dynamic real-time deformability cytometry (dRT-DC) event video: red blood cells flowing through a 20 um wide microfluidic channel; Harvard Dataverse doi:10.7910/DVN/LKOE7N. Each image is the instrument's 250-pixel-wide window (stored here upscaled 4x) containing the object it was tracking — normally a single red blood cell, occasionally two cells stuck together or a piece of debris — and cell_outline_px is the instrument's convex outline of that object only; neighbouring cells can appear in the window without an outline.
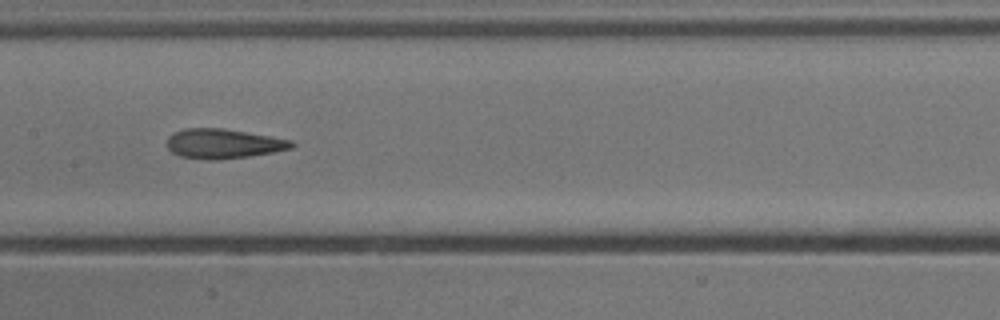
{"species": "common noctule bat (a hibernating species)", "species_latin": "Nyctalus noctula", "temperature_condition": "cold", "stored_images_in_passage": 21, "camera_frame_rate_fps": 3000, "um_per_image_px": 0.085, "animal": {"sex": "male", "body_mass_g": 13.3}, "frame": {"image": 1, "passage_image": 12, "time_ms": 3.667, "image_size_px": [1000, 320], "cell_outline_px": [[296, 144], [292, 148], [272, 152], [248, 156], [216, 160], [212, 160], [180, 156], [172, 152], [168, 148], [168, 136], [184, 128], [224, 128], [272, 136], [292, 140]], "centroid_in_image_um": [19.01, 12.2], "position_along_channel_um": 188.4, "area_um2": 21.44}}